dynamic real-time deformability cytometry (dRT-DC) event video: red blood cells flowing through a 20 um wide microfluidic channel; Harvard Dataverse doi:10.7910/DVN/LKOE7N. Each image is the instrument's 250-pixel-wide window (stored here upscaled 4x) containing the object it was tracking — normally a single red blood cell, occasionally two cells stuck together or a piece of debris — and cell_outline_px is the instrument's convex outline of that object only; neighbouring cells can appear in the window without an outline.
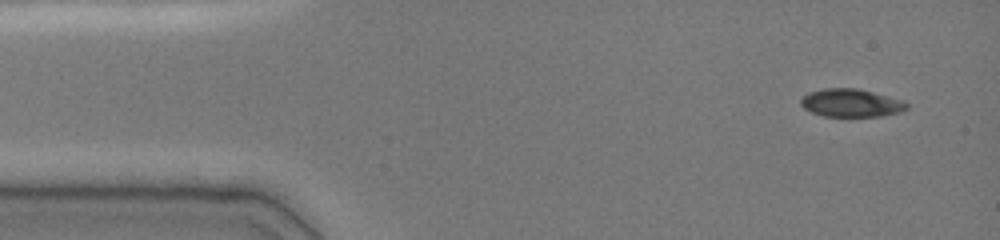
{"species": "common noctule bat (a hibernating species)", "species_latin": "Nyctalus noctula", "temperature_condition": "cold", "stored_images_in_passage": 9, "camera_frame_rate_fps": 3000, "um_per_image_px": 0.085, "animal": {"sex": "female", "body_mass_g": 19.0, "forearm_length_mm": 51.5}, "frame": {"image": 1, "passage_image": 1, "time_ms": 0.0, "image_size_px": [1000, 240], "cell_outline_px": [[908, 108], [900, 112], [880, 116], [824, 116], [812, 112], [804, 108], [800, 104], [800, 100], [808, 92], [824, 88], [856, 88], [904, 100], [908, 104]], "centroid_in_image_um": [72.34, 8.74], "position_along_channel_um": 12.7, "area_um2": 17.22}}
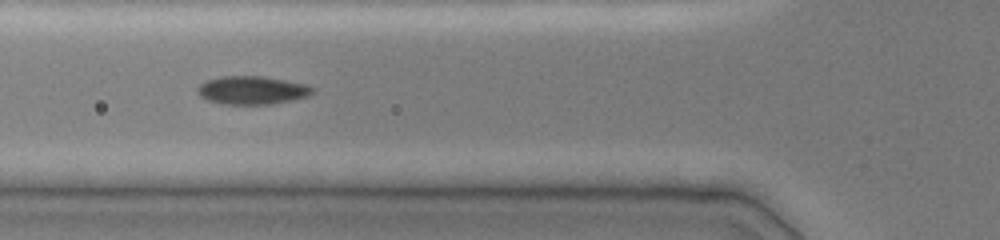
{"frame": {"image": 2, "passage_image": 6, "time_ms": 4.667, "image_size_px": [1000, 240], "cell_outline_px": [[316, 88], [308, 96], [292, 100], [272, 104], [224, 104], [208, 100], [200, 96], [196, 92], [196, 88], [200, 84], [208, 80], [220, 76], [264, 76], [308, 84]], "centroid_in_image_um": [21.44, 7.66], "position_along_channel_um": 104.4, "area_um2": 19.07}}